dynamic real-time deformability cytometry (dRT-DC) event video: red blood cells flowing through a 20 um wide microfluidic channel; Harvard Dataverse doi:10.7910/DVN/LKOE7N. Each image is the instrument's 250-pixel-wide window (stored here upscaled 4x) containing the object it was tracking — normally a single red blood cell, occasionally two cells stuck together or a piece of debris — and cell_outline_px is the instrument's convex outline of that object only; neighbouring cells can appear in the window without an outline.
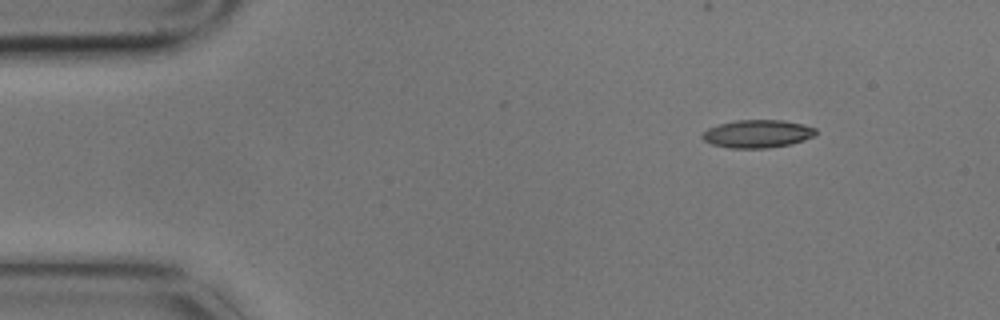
{"species": "common noctule bat (a hibernating species)", "species_latin": "Nyctalus noctula", "temperature_condition": "cold", "stored_images_in_passage": 3, "camera_frame_rate_fps": 3000, "um_per_image_px": 0.085, "animal": {"sex": "male", "body_mass_g": 17.9}, "frame": {"image": 1, "passage_image": 1, "time_ms": 0.0, "image_size_px": [1000, 320], "cell_outline_px": [[816, 136], [792, 144], [768, 148], [728, 148], [712, 144], [704, 140], [700, 136], [708, 128], [720, 124], [736, 120], [784, 120], [804, 124], [816, 128]], "centroid_in_image_um": [64.42, 11.37], "position_along_channel_um": 20.6, "area_um2": 18.61}}
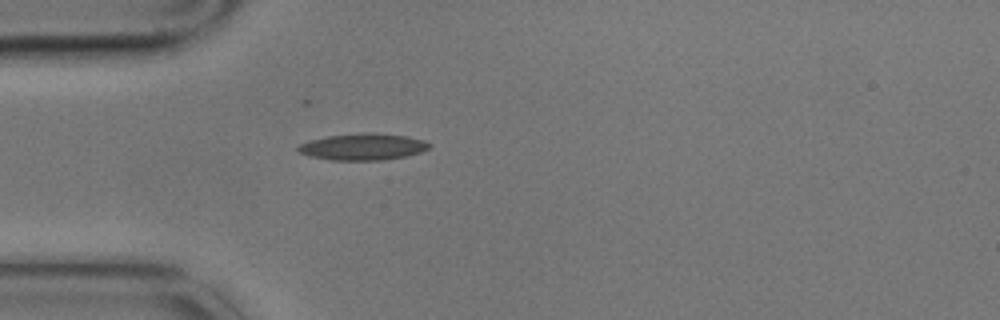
{"frame": {"image": 2, "passage_image": 3, "time_ms": 0.667, "image_size_px": [1000, 320], "cell_outline_px": [[432, 144], [428, 148], [420, 152], [404, 156], [384, 160], [332, 160], [308, 156], [300, 152], [296, 148], [300, 144], [312, 140], [328, 136], [364, 132], [372, 132], [408, 136], [424, 140]], "centroid_in_image_um": [30.87, 12.47], "position_along_channel_um": 54.1, "area_um2": 20.29}}